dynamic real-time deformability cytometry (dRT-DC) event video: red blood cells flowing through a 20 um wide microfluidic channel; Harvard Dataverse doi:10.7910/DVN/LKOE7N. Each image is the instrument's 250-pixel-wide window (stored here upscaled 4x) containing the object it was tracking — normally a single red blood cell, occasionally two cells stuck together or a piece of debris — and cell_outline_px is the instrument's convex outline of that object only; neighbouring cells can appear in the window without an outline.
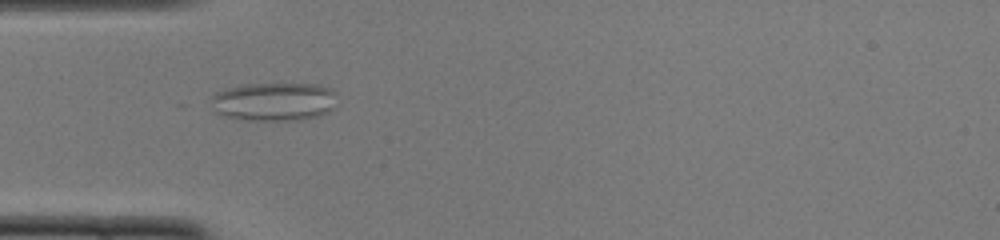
{"species": "common noctule bat (a hibernating species)", "species_latin": "Nyctalus noctula", "temperature_condition": "cold", "stored_images_in_passage": 5, "camera_frame_rate_fps": 3000, "um_per_image_px": 0.085, "animal": {"sex": "female", "body_mass_g": 22.0, "forearm_length_mm": 56.7}, "frame": {"image": 1, "passage_image": 2, "time_ms": 0.333, "image_size_px": [1000, 240], "cell_outline_px": [[336, 108], [320, 116], [304, 120], [248, 120], [224, 116], [212, 112], [212, 96], [216, 92], [240, 84], [316, 84], [332, 88], [336, 92]], "centroid_in_image_um": [23.33, 8.64], "position_along_channel_um": 61.7, "area_um2": 28.84}}